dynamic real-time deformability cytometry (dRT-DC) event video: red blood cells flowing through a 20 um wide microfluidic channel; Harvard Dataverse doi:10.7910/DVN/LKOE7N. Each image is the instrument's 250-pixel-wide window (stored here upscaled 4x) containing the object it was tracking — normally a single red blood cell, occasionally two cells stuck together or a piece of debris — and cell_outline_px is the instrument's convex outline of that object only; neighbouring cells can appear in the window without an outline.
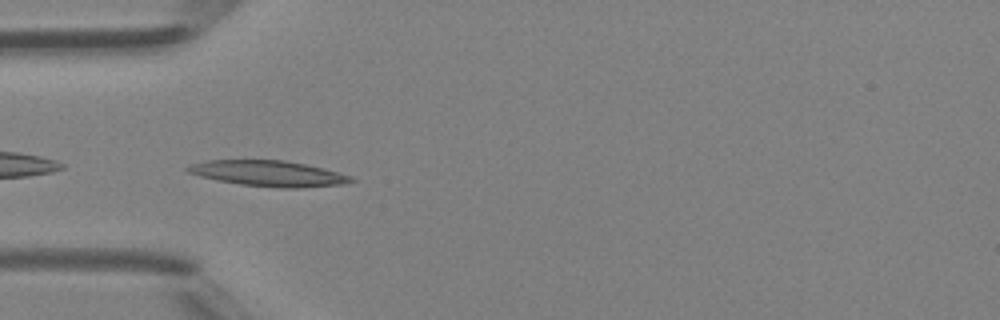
{"species": "Egyptian fruit bat (a non-hibernating species)", "species_latin": "Rousettus aegyptiacus", "temperature_condition": "room temperature", "stored_images_in_passage": 29, "camera_frame_rate_fps": 3000, "um_per_image_px": 0.085, "animal": {"sex": "female"}, "frame": {"image": 1, "passage_image": 1, "time_ms": 0.0, "image_size_px": [1000, 320], "cell_outline_px": [[356, 180], [344, 184], [300, 188], [280, 188], [240, 184], [200, 176], [188, 172], [184, 168], [188, 164], [208, 160], [284, 160], [324, 168], [352, 176]], "centroid_in_image_um": [22.83, 14.74], "position_along_channel_um": 62.2, "area_um2": 24.45}}
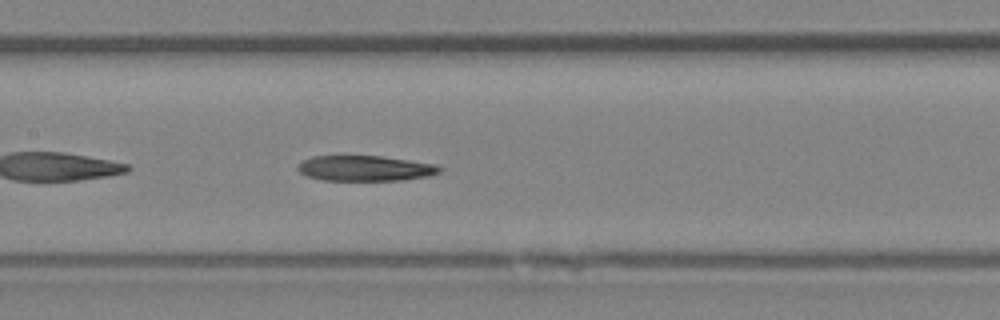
{"frame": {"image": 2, "passage_image": 9, "time_ms": 2.667, "image_size_px": [1000, 320], "cell_outline_px": [[444, 168], [440, 172], [428, 176], [404, 180], [324, 180], [308, 176], [300, 172], [296, 168], [304, 160], [312, 156], [384, 156], [436, 164]], "centroid_in_image_um": [31.09, 14.3], "position_along_channel_um": 176.3, "area_um2": 20.98}}